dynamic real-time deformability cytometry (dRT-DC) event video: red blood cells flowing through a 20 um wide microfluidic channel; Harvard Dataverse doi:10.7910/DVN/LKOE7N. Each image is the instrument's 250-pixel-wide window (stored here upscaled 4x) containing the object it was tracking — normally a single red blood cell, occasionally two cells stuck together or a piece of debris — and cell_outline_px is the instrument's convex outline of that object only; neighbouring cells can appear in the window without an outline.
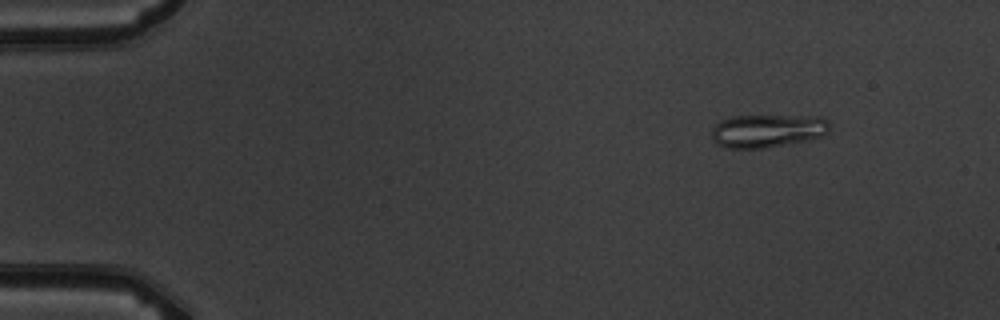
{"species": "common noctule bat (a hibernating species)", "species_latin": "Nyctalus noctula", "temperature_condition": "warm", "stored_images_in_passage": 5, "camera_frame_rate_fps": 3000, "um_per_image_px": 0.085, "animal": {"sex": "male", "body_mass_g": 19.5, "forearm_length_mm": 54.6}, "frame": {"image": 1, "passage_image": 2, "time_ms": 1.333, "image_size_px": [1000, 320], "cell_outline_px": [[828, 132], [820, 136], [808, 140], [788, 144], [764, 148], [728, 148], [716, 144], [712, 140], [712, 128], [720, 120], [732, 116], [824, 116], [828, 120]], "centroid_in_image_um": [65.22, 11.11], "position_along_channel_um": 19.8, "area_um2": 22.89}}
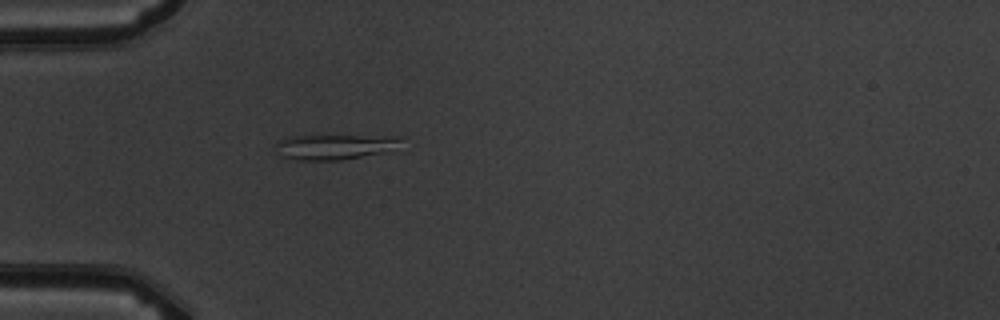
{"frame": {"image": 2, "passage_image": 5, "time_ms": 4.667, "image_size_px": [1000, 320], "cell_outline_px": [[400, 140], [384, 152], [340, 160], [296, 160], [280, 156], [276, 144], [280, 140], [292, 136], [312, 132], [400, 136]], "centroid_in_image_um": [28.36, 12.4], "position_along_channel_um": 56.6, "area_um2": 19.31}}